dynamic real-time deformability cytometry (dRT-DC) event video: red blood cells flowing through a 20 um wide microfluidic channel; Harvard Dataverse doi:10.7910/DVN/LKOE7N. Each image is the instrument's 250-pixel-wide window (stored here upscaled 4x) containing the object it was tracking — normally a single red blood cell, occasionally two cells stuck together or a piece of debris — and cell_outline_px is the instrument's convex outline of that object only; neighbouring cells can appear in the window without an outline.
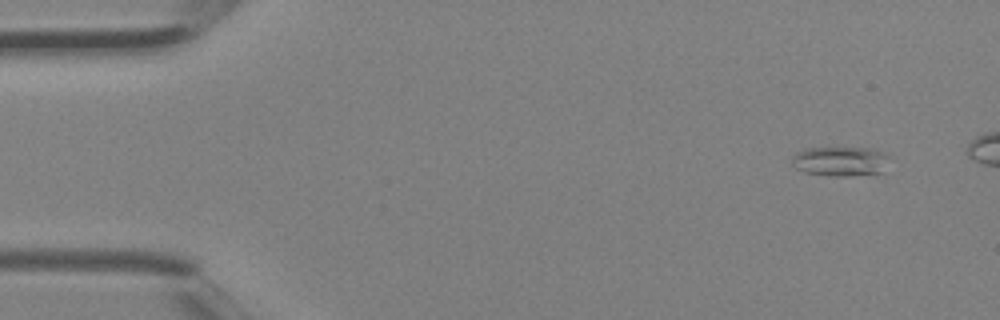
{"species": "Egyptian fruit bat (a non-hibernating species)", "species_latin": "Rousettus aegyptiacus", "temperature_condition": "room temperature", "stored_images_in_passage": 5, "camera_frame_rate_fps": 3000, "um_per_image_px": 0.085, "animal": {"sex": "female"}, "frame": {"image": 1, "passage_image": 2, "time_ms": 0.333, "image_size_px": [1000, 320], "cell_outline_px": [[888, 156], [880, 172], [848, 176], [832, 176], [804, 172], [796, 168], [792, 164], [792, 156], [796, 152], [804, 148], [868, 148], [880, 152]], "centroid_in_image_um": [71.32, 13.7], "position_along_channel_um": 13.7, "area_um2": 16.42}}